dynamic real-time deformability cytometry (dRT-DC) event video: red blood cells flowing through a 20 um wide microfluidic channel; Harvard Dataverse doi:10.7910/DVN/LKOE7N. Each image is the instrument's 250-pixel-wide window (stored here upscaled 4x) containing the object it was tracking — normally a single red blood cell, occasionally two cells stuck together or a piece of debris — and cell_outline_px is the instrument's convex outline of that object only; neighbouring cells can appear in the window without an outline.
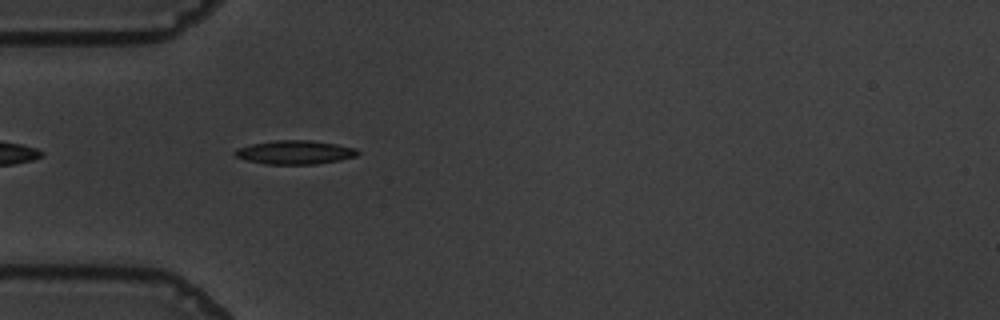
{"species": "common noctule bat (a hibernating species)", "species_latin": "Nyctalus noctula", "temperature_condition": "warm", "stored_images_in_passage": 43, "camera_frame_rate_fps": 3000, "um_per_image_px": 0.085, "animal": {"sex": "male", "body_mass_g": 19.5, "forearm_length_mm": 54.6}, "frame": {"image": 1, "passage_image": 4, "time_ms": 1.0, "image_size_px": [1000, 320], "cell_outline_px": [[360, 152], [356, 156], [340, 160], [316, 164], [264, 164], [248, 160], [236, 156], [232, 152], [236, 148], [252, 144], [272, 140], [308, 140], [336, 144], [356, 148]], "centroid_in_image_um": [25.06, 12.94], "position_along_channel_um": 59.9, "area_um2": 16.99}}
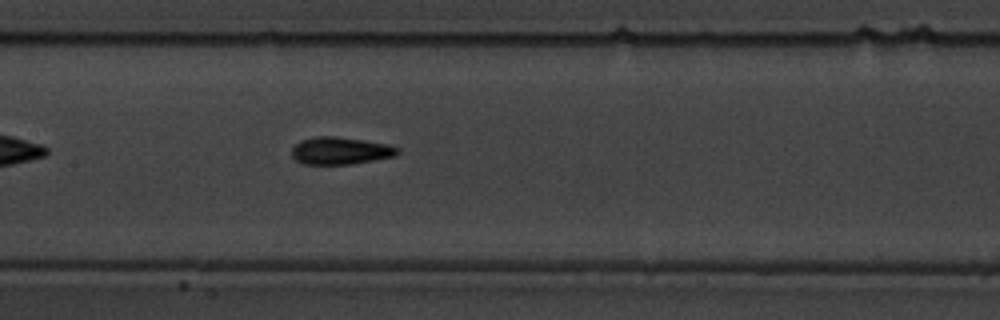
{"frame": {"image": 2, "passage_image": 14, "time_ms": 4.333, "image_size_px": [1000, 320], "cell_outline_px": [[400, 152], [396, 156], [352, 164], [300, 164], [292, 156], [292, 148], [300, 140], [316, 136], [336, 136], [364, 140], [388, 144], [400, 148]], "centroid_in_image_um": [28.94, 12.81], "position_along_channel_um": 178.5, "area_um2": 17.05}}
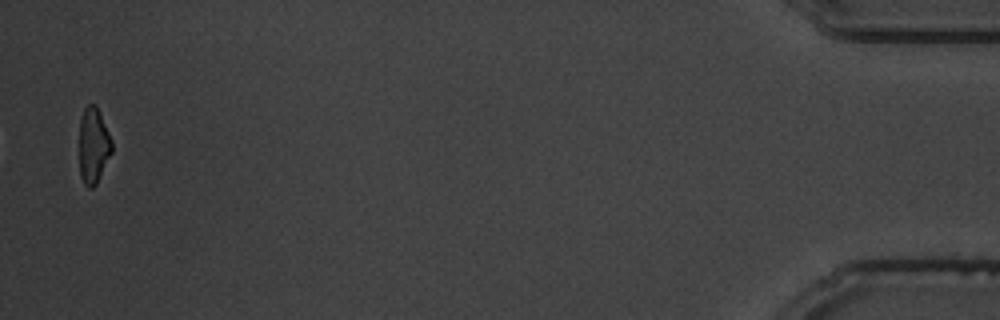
{"frame": {"image": 3, "passage_image": 42, "time_ms": 13.667, "image_size_px": [1000, 320], "cell_outline_px": [[112, 152], [96, 184], [92, 188], [88, 188], [84, 184], [80, 176], [80, 120], [84, 108], [88, 104], [96, 104], [100, 112], [112, 140]], "centroid_in_image_um": [7.94, 12.36], "position_along_channel_um": 427.3, "area_um2": 14.39}, "authors_computed_cell_mechanics": {"area_um2": 16.1262, "velocity_mm_per_s": 3.6327, "shape_relaxation_time_tau1_ms": 4.2867, "shape_relaxation_time_tau2_ms": 2.7784, "deformation_change_tau1": 0.1543, "deformation_change_tau2": 0.0861}}